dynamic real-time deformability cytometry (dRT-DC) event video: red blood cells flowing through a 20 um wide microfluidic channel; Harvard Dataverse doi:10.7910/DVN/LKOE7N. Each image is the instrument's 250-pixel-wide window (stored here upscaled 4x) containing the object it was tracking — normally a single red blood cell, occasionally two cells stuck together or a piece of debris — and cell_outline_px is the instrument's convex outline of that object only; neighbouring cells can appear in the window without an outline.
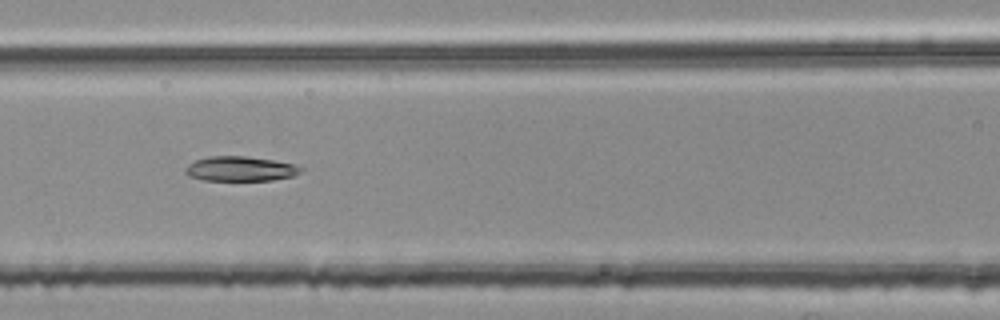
{"species": "common noctule bat (a hibernating species)", "species_latin": "Nyctalus noctula", "temperature_condition": "room temperature", "stored_images_in_passage": 55, "segment_of_instrument_passage": [2, 2], "camera_frame_rate_fps": 3000, "um_per_image_px": 0.085, "animal": {"sex": "female", "body_mass_g": 25.1}, "frame": {"image": 1, "passage_image": 24, "time_ms": 7.667, "image_size_px": [1000, 320], "cell_outline_px": [[304, 168], [300, 172], [292, 176], [272, 180], [204, 180], [188, 176], [184, 172], [184, 168], [188, 164], [196, 160], [208, 156], [244, 156], [276, 160], [296, 164]], "centroid_in_image_um": [20.42, 14.34], "position_along_channel_um": 146.2, "area_um2": 16.76}}
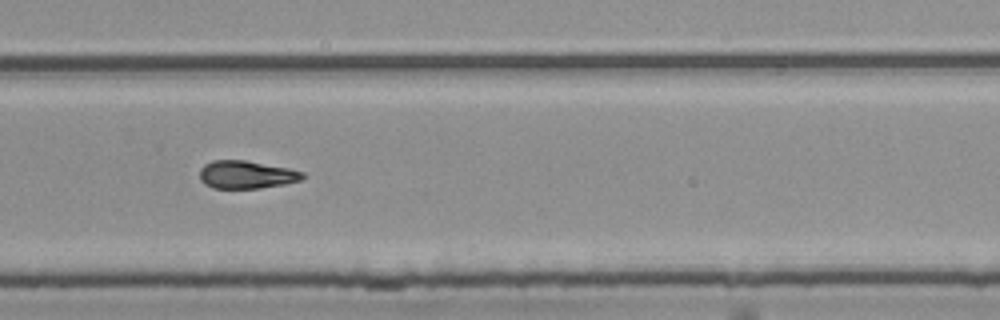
{"frame": {"image": 2, "passage_image": 37, "time_ms": 12.0, "image_size_px": [1000, 320], "cell_outline_px": [[308, 176], [300, 180], [284, 184], [260, 188], [212, 188], [204, 184], [200, 180], [200, 168], [204, 164], [212, 160], [244, 160], [288, 168], [304, 172]], "centroid_in_image_um": [20.94, 14.84], "position_along_channel_um": 308.9, "area_um2": 16.82}}
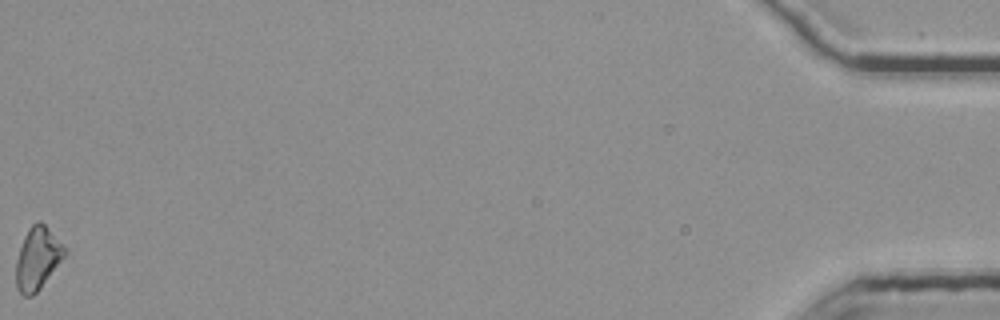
{"frame": {"image": 3, "passage_image": 55, "time_ms": 18.0, "image_size_px": [1000, 320], "cell_outline_px": [[68, 252], [40, 288], [32, 296], [24, 296], [16, 288], [16, 260], [24, 236], [28, 228], [36, 220], [40, 220], [44, 224]], "centroid_in_image_um": [3.17, 21.96], "position_along_channel_um": 432.0, "area_um2": 17.46}}